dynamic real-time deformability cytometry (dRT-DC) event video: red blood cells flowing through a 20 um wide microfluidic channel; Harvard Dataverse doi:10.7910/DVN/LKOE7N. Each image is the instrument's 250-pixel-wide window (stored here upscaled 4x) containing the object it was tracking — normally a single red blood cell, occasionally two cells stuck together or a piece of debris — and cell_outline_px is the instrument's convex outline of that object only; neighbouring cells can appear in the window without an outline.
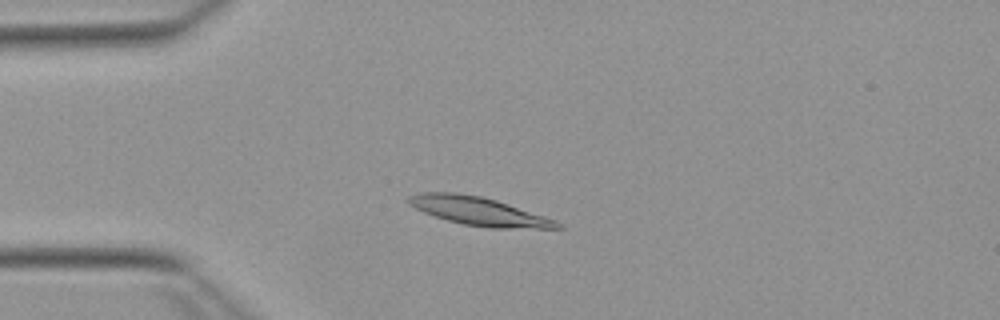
{"species": "Egyptian fruit bat (a non-hibernating species)", "species_latin": "Rousettus aegyptiacus", "temperature_condition": "warm", "stored_images_in_passage": 50, "camera_frame_rate_fps": 3000, "um_per_image_px": 0.085, "animal": {"sex": "female"}, "frame": {"image": 1, "passage_image": 11, "time_ms": 3.333, "image_size_px": [1000, 320], "cell_outline_px": [[564, 228], [488, 228], [464, 224], [448, 220], [424, 212], [408, 204], [404, 200], [408, 196], [416, 192], [456, 192], [480, 196], [496, 200], [556, 220], [564, 224]], "centroid_in_image_um": [40.67, 17.94], "position_along_channel_um": 44.3, "area_um2": 24.57}}
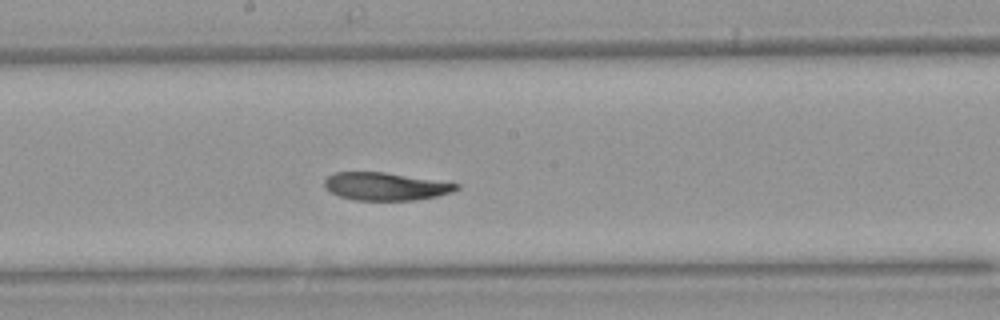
{"frame": {"image": 2, "passage_image": 26, "time_ms": 8.333, "image_size_px": [1000, 320], "cell_outline_px": [[460, 188], [452, 192], [436, 196], [412, 200], [356, 200], [340, 196], [324, 188], [324, 180], [328, 176], [336, 172], [384, 172], [460, 184]], "centroid_in_image_um": [32.75, 15.84], "position_along_channel_um": 215.4, "area_um2": 21.15}}
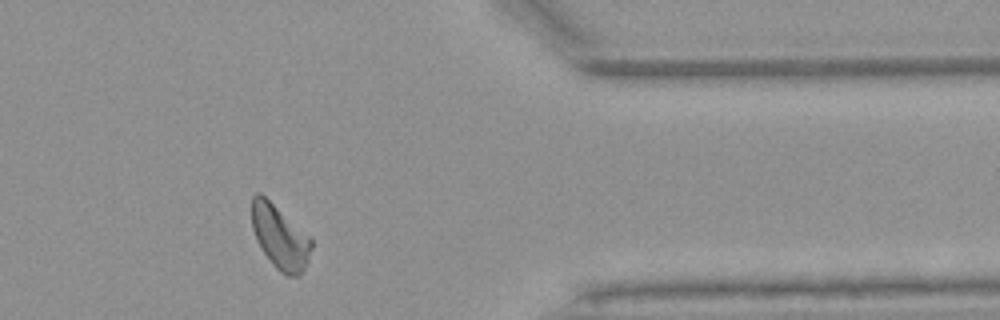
{"frame": {"image": 3, "passage_image": 41, "time_ms": 13.333, "image_size_px": [1000, 320], "cell_outline_px": [[312, 248], [308, 260], [300, 276], [288, 276], [280, 272], [272, 264], [256, 240], [252, 228], [252, 196], [256, 192], [260, 192], [308, 236], [312, 240]], "centroid_in_image_um": [23.77, 20.17], "position_along_channel_um": 387.6, "area_um2": 21.73}, "authors_computed_cell_mechanics": {"area_um2": 22.8599, "velocity_mm_per_s": 3.851, "shape_relaxation_time_tau1_ms": 6.6509, "shape_relaxation_time_tau2_ms": 7.3253, "deformation_change_tau1": 0.1933, "deformation_change_tau2": 0.146}}